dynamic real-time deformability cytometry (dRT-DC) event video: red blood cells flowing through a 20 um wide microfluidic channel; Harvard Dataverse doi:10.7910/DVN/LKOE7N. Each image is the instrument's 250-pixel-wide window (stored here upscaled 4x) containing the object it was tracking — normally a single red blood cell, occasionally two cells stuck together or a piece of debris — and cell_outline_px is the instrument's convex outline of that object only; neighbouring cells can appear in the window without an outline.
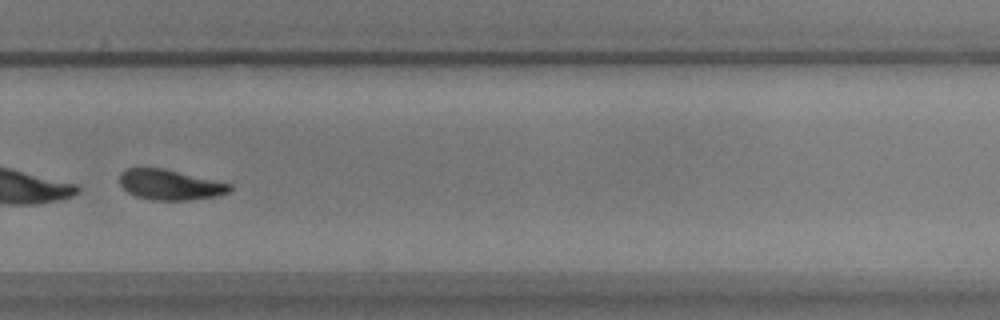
{"species": "common noctule bat (a hibernating species)", "species_latin": "Nyctalus noctula", "temperature_condition": "warm", "stored_images_in_passage": 45, "segment_of_instrument_passage": [2, 2], "camera_frame_rate_fps": 3000, "um_per_image_px": 0.085, "animal": {"sex": "male", "body_mass_g": 17.9, "forearm_length_mm": 54.2}, "frame": {"image": 1, "passage_image": 40, "time_ms": 13.0, "image_size_px": [1000, 320], "cell_outline_px": [[232, 188], [228, 192], [216, 196], [192, 200], [152, 200], [136, 196], [128, 192], [120, 184], [120, 172], [128, 168], [164, 168], [232, 184]], "centroid_in_image_um": [14.45, 15.7], "position_along_channel_um": 315.3, "area_um2": 19.42}}